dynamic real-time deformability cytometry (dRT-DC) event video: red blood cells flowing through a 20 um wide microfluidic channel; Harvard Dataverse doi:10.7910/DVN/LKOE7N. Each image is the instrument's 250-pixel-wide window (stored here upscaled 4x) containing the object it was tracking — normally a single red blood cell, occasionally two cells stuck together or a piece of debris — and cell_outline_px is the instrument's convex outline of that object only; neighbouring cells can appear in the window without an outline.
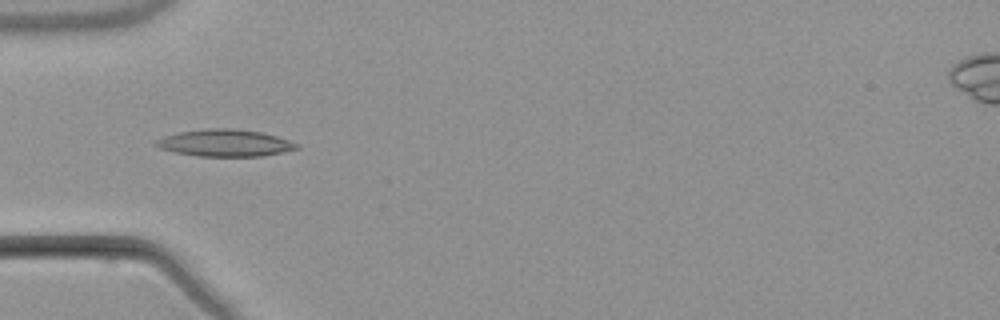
{"species": "common noctule bat (a hibernating species)", "species_latin": "Nyctalus noctula", "temperature_condition": "warm", "stored_images_in_passage": 5, "camera_frame_rate_fps": 3000, "um_per_image_px": 0.085, "animal": {"sex": "male", "body_mass_g": 21.5, "forearm_length_mm": 52.0}, "frame": {"image": 1, "passage_image": 4, "time_ms": 3.667, "image_size_px": [1000, 320], "cell_outline_px": [[300, 148], [284, 152], [264, 156], [196, 156], [176, 152], [160, 148], [152, 144], [156, 140], [164, 136], [180, 132], [208, 128], [232, 128], [260, 132], [276, 136], [300, 144]], "centroid_in_image_um": [19.14, 12.15], "position_along_channel_um": 65.9, "area_um2": 22.14}}
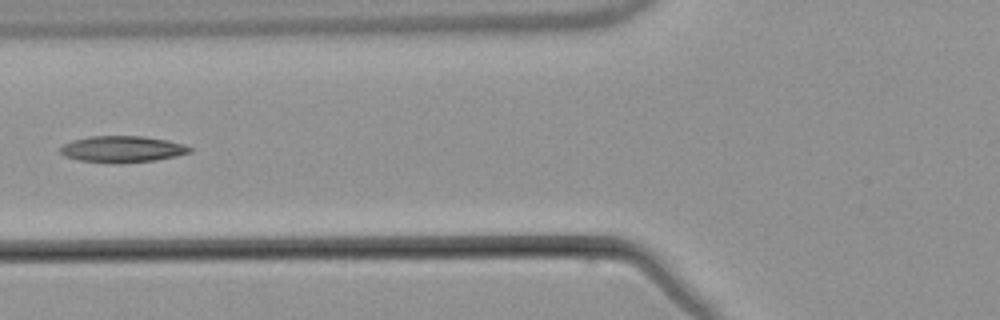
{"frame": {"image": 2, "passage_image": 5, "time_ms": 5.0, "image_size_px": [1000, 320], "cell_outline_px": [[192, 152], [176, 156], [156, 160], [112, 164], [80, 160], [64, 156], [60, 152], [60, 148], [64, 144], [72, 140], [88, 136], [144, 136], [168, 140], [184, 144], [192, 148]], "centroid_in_image_um": [10.4, 12.68], "position_along_channel_um": 115.4, "area_um2": 20.11}}